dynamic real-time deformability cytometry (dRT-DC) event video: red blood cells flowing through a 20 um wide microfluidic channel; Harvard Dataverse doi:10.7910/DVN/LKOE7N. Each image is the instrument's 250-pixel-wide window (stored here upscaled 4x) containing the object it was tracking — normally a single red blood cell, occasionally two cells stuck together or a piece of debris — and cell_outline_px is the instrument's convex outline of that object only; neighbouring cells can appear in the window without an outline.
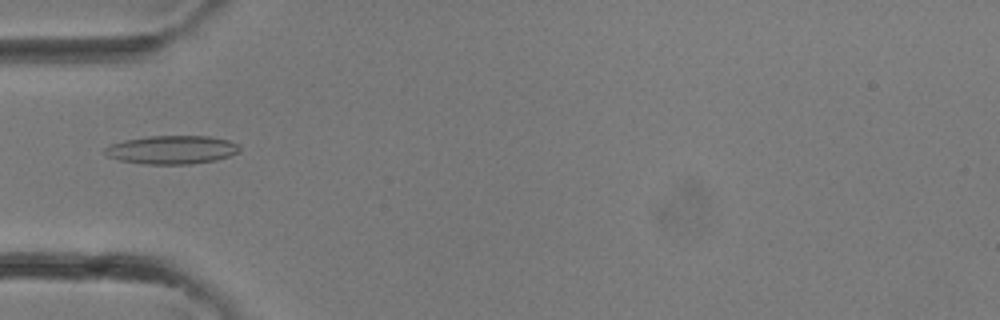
{"species": "common noctule bat (a hibernating species)", "species_latin": "Nyctalus noctula", "temperature_condition": "room temperature", "stored_images_in_passage": 33, "camera_frame_rate_fps": 3000, "um_per_image_px": 0.085, "animal": {"sex": "female"}, "frame": {"image": 1, "passage_image": 11, "time_ms": 3.333, "image_size_px": [1000, 320], "cell_outline_px": [[240, 152], [216, 160], [192, 164], [144, 164], [120, 160], [108, 156], [104, 152], [104, 148], [108, 144], [124, 140], [148, 136], [208, 136], [228, 140], [240, 144]], "centroid_in_image_um": [14.61, 12.73], "position_along_channel_um": 70.4, "area_um2": 22.48}}
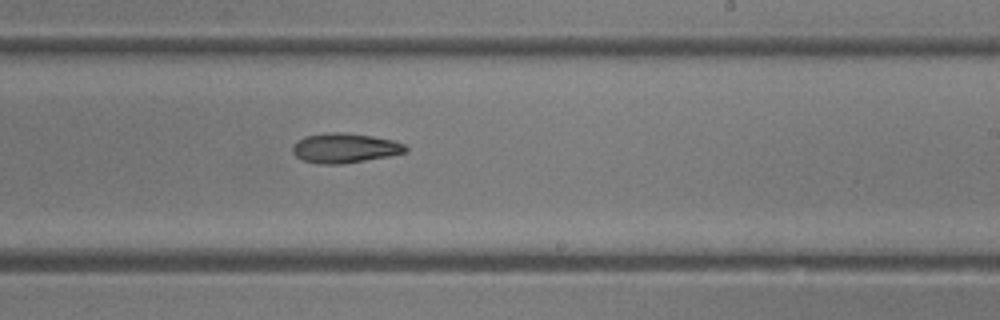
{"frame": {"image": 2, "passage_image": 20, "time_ms": 6.333, "image_size_px": [1000, 320], "cell_outline_px": [[408, 152], [388, 156], [340, 164], [320, 164], [300, 160], [292, 152], [292, 144], [296, 140], [304, 136], [328, 132], [344, 132], [372, 136], [392, 140], [404, 144], [408, 148]], "centroid_in_image_um": [29.26, 12.58], "position_along_channel_um": 259.7, "area_um2": 19.71}}
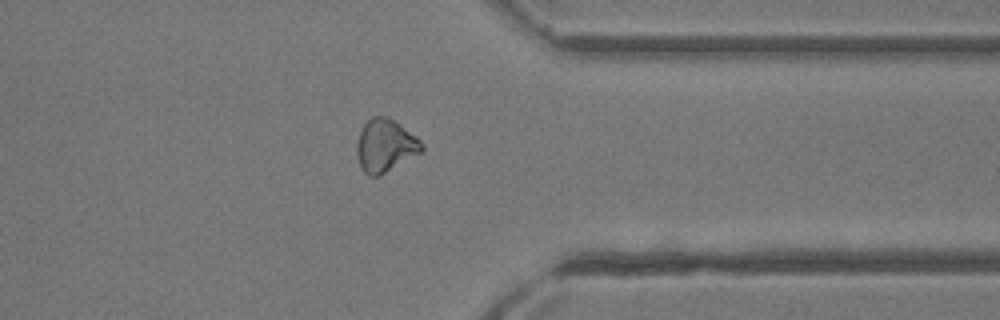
{"frame": {"image": 3, "passage_image": 26, "time_ms": 8.333, "image_size_px": [1000, 320], "cell_outline_px": [[424, 148], [420, 152], [380, 176], [368, 176], [360, 168], [356, 152], [356, 140], [364, 124], [372, 116], [388, 116], [400, 124], [416, 136], [424, 144]], "centroid_in_image_um": [32.72, 12.37], "position_along_channel_um": 378.7, "area_um2": 20.06}}